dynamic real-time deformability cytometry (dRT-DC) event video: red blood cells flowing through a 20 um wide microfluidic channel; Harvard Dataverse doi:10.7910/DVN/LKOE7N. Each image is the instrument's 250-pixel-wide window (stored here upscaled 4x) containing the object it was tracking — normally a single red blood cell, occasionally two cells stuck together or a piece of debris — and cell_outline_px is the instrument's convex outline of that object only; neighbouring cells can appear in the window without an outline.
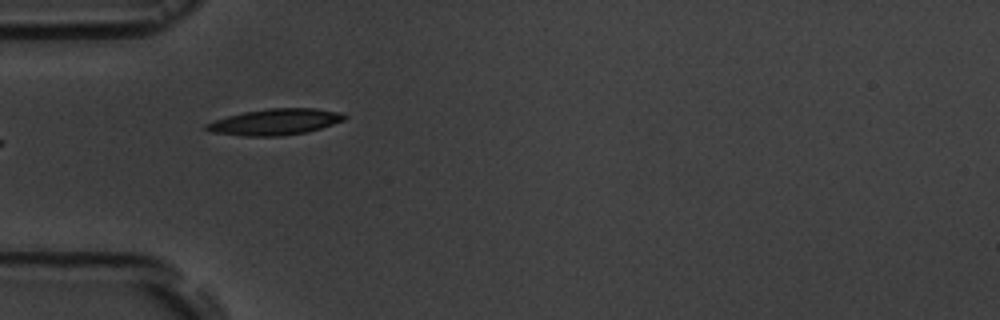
{"species": "common noctule bat (a hibernating species)", "species_latin": "Nyctalus noctula", "temperature_condition": "room temperature", "stored_images_in_passage": 4, "camera_frame_rate_fps": 3000, "um_per_image_px": 0.085, "animal": {"sex": "male", "body_mass_g": 19.5, "forearm_length_mm": 54.6}, "frame": {"image": 1, "passage_image": 4, "time_ms": 3.333, "image_size_px": [1000, 320], "cell_outline_px": [[348, 116], [344, 120], [308, 132], [280, 136], [244, 136], [208, 132], [204, 128], [204, 124], [228, 116], [244, 112], [268, 108], [316, 108], [340, 112]], "centroid_in_image_um": [23.37, 10.36], "position_along_channel_um": 61.6, "area_um2": 21.1}}